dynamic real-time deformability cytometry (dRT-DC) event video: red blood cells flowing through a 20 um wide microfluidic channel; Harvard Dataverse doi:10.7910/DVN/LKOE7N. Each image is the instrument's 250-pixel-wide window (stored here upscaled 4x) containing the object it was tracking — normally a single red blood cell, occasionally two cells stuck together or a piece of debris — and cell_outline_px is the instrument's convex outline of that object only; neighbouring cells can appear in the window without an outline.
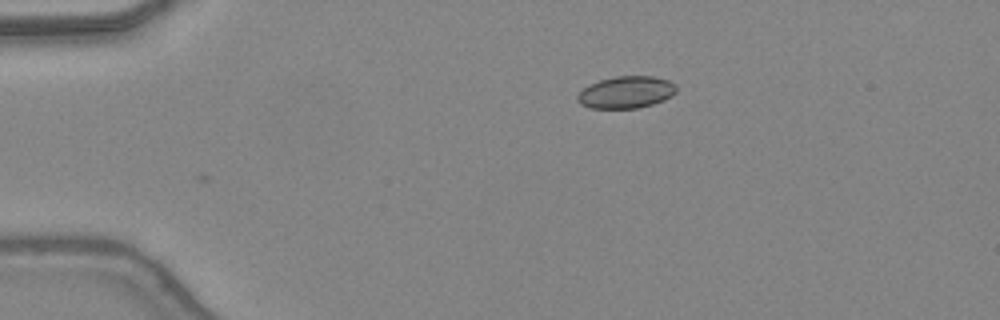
{"species": "common noctule bat (a hibernating species)", "species_latin": "Nyctalus noctula", "temperature_condition": "warm", "stored_images_in_passage": 36, "camera_frame_rate_fps": 3000, "um_per_image_px": 0.085, "animal": {"sex": "female", "body_mass_g": 24.6, "forearm_length_mm": 56.2}, "frame": {"image": 1, "passage_image": 1, "time_ms": 0.0, "image_size_px": [1000, 320], "cell_outline_px": [[676, 92], [672, 96], [664, 100], [640, 108], [588, 108], [580, 104], [576, 100], [576, 96], [588, 84], [600, 80], [616, 76], [652, 76], [668, 80], [676, 84]], "centroid_in_image_um": [53.21, 7.84], "position_along_channel_um": 31.8, "area_um2": 18.61}}
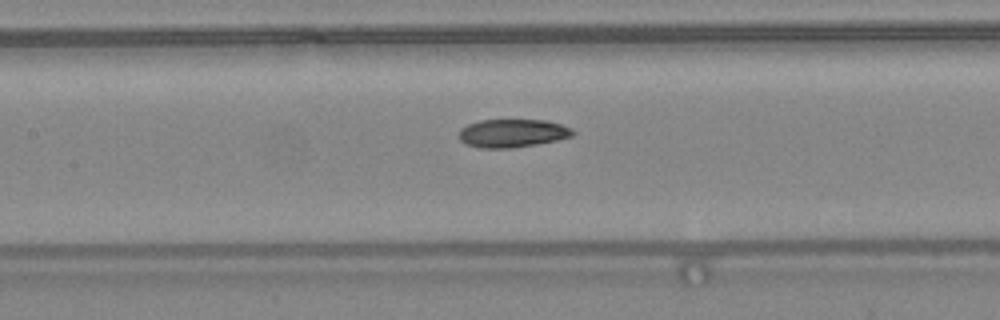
{"frame": {"image": 2, "passage_image": 14, "time_ms": 4.333, "image_size_px": [1000, 320], "cell_outline_px": [[576, 132], [572, 136], [556, 140], [536, 144], [512, 148], [480, 148], [468, 144], [460, 140], [460, 128], [468, 124], [480, 120], [544, 120], [560, 124], [572, 128]], "centroid_in_image_um": [43.57, 11.32], "position_along_channel_um": 163.8, "area_um2": 18.61}}
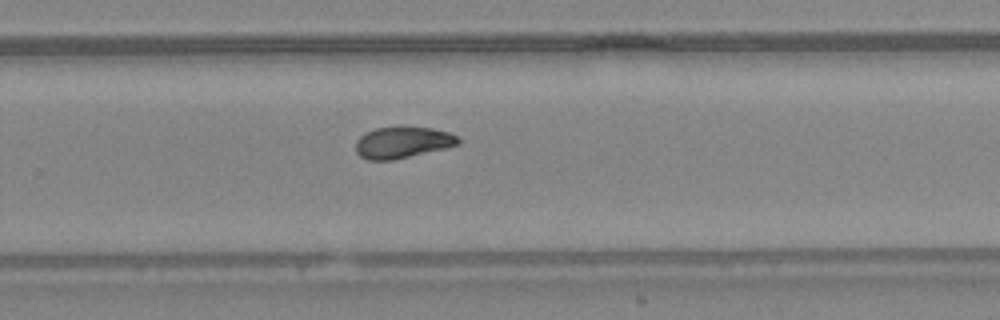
{"frame": {"image": 3, "passage_image": 23, "time_ms": 7.333, "image_size_px": [1000, 320], "cell_outline_px": [[460, 144], [448, 148], [392, 160], [368, 160], [360, 156], [356, 152], [356, 140], [364, 132], [376, 128], [400, 124], [432, 128], [448, 132], [460, 136]], "centroid_in_image_um": [34.24, 12.07], "position_along_channel_um": 295.6, "area_um2": 19.54}, "authors_computed_cell_mechanics": {"area_um2": 18.8428, "velocity_mm_per_s": 4.4191, "shape_relaxation_time_tau1_ms": null, "shape_relaxation_time_tau2_ms": 3.2265, "deformation_change_tau1": null, "deformation_change_tau2": 0.094}}